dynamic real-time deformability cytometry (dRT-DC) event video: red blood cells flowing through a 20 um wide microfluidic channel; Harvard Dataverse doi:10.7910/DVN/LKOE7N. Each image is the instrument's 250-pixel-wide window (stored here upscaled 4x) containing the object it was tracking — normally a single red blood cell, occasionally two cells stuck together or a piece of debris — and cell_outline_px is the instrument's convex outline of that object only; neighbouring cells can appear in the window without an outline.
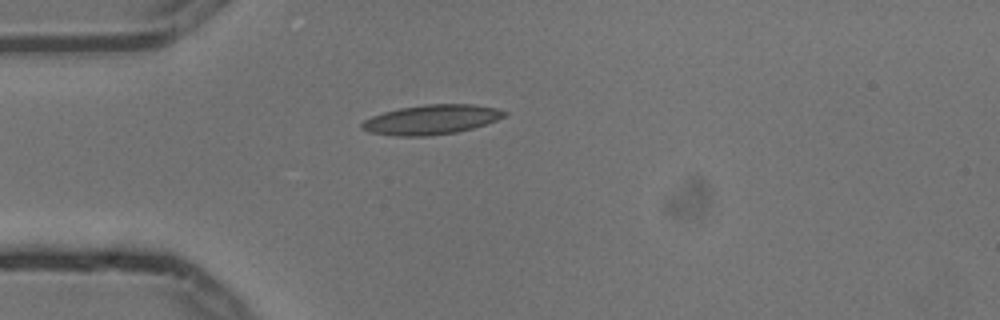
{"species": "common noctule bat (a hibernating species)", "species_latin": "Nyctalus noctula", "temperature_condition": "cold", "stored_images_in_passage": 1, "camera_frame_rate_fps": 3000, "um_per_image_px": 0.085, "animal": {"sex": "male", "body_mass_g": 13.3}, "frame": {"image": 1, "passage_image": 1, "time_ms": 0.0, "image_size_px": [1000, 320], "cell_outline_px": [[508, 112], [504, 116], [496, 120], [472, 128], [456, 132], [428, 136], [396, 136], [368, 132], [360, 128], [360, 124], [364, 120], [372, 116], [384, 112], [400, 108], [424, 104], [472, 104], [496, 108]], "centroid_in_image_um": [36.63, 10.17], "position_along_channel_um": 48.4, "area_um2": 24.51}}